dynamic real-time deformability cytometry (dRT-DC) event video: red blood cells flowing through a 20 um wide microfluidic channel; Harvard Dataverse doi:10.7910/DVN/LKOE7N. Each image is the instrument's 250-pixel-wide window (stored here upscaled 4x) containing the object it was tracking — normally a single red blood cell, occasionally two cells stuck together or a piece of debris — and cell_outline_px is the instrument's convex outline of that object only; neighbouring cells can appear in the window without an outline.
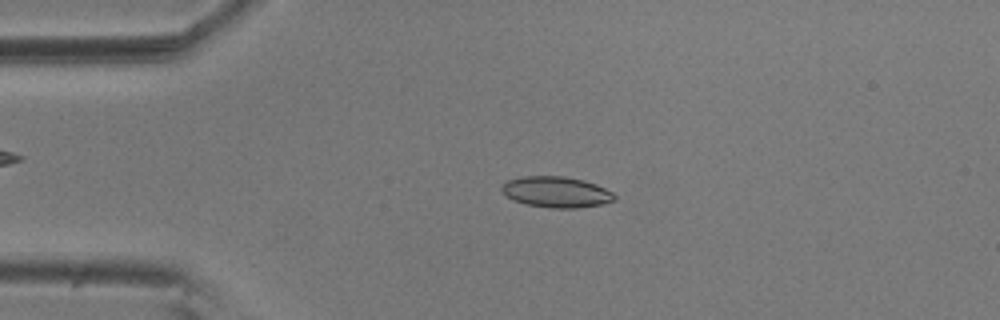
{"species": "common noctule bat (a hibernating species)", "species_latin": "Nyctalus noctula", "temperature_condition": "room temperature", "stored_images_in_passage": 20, "camera_frame_rate_fps": 3000, "um_per_image_px": 0.085, "animal": {"sex": "male", "body_mass_g": 20.5, "forearm_length_mm": 52.5}, "frame": {"image": 1, "passage_image": 5, "time_ms": 1.333, "image_size_px": [1000, 320], "cell_outline_px": [[616, 200], [604, 204], [580, 208], [552, 208], [528, 204], [516, 200], [508, 196], [500, 188], [508, 180], [520, 176], [564, 176], [584, 180], [596, 184], [612, 192], [616, 196]], "centroid_in_image_um": [47.34, 16.32], "position_along_channel_um": 37.7, "area_um2": 20.23}}
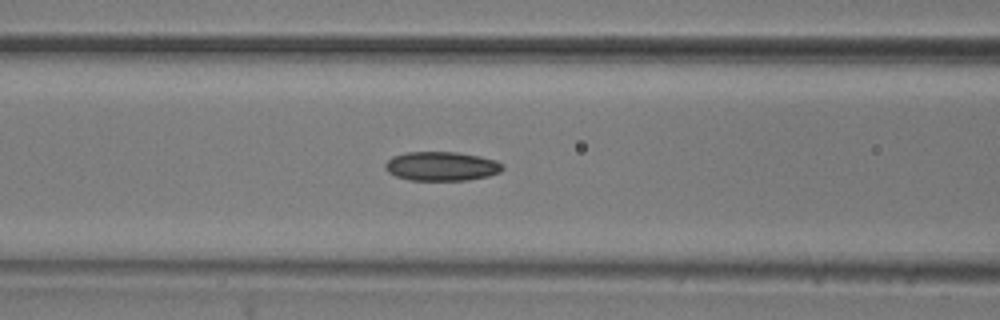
{"frame": {"image": 2, "passage_image": 15, "time_ms": 4.667, "image_size_px": [1000, 320], "cell_outline_px": [[504, 168], [500, 172], [488, 176], [468, 180], [408, 180], [396, 176], [388, 172], [384, 168], [384, 164], [392, 156], [408, 152], [456, 152], [480, 156], [496, 160], [504, 164]], "centroid_in_image_um": [37.54, 14.13], "position_along_channel_um": 129.1, "area_um2": 20.06}}
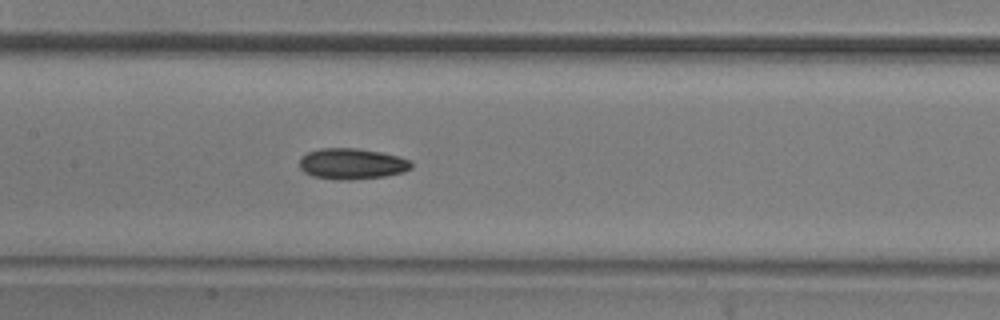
{"frame": {"image": 3, "passage_image": 19, "time_ms": 6.0, "image_size_px": [1000, 320], "cell_outline_px": [[412, 168], [404, 172], [384, 176], [348, 180], [336, 180], [312, 176], [304, 172], [300, 168], [300, 156], [308, 152], [320, 148], [356, 148], [380, 152], [400, 156], [412, 160]], "centroid_in_image_um": [29.92, 13.92], "position_along_channel_um": 177.5, "area_um2": 20.35}}